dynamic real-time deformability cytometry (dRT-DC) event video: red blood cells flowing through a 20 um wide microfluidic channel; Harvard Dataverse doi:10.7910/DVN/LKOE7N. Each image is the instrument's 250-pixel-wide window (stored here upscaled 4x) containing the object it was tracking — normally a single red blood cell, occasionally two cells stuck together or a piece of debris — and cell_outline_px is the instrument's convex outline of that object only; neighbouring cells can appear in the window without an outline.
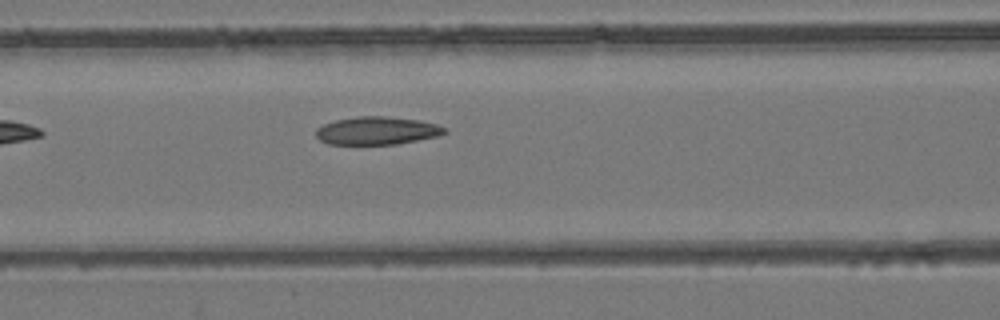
{"species": "common noctule bat (a hibernating species)", "species_latin": "Nyctalus noctula", "temperature_condition": "room temperature", "stored_images_in_passage": 4, "camera_frame_rate_fps": 3000, "um_per_image_px": 0.085, "animal": {"sex": "female", "body_mass_g": 24.6, "forearm_length_mm": 56.2}, "frame": {"image": 1, "passage_image": 4, "time_ms": 3.333, "image_size_px": [1000, 320], "cell_outline_px": [[448, 132], [436, 136], [396, 144], [328, 144], [320, 140], [316, 136], [316, 128], [324, 124], [336, 120], [356, 116], [388, 116], [420, 120], [436, 124], [448, 128]], "centroid_in_image_um": [32.05, 11.1], "position_along_channel_um": 134.6, "area_um2": 20.98}}